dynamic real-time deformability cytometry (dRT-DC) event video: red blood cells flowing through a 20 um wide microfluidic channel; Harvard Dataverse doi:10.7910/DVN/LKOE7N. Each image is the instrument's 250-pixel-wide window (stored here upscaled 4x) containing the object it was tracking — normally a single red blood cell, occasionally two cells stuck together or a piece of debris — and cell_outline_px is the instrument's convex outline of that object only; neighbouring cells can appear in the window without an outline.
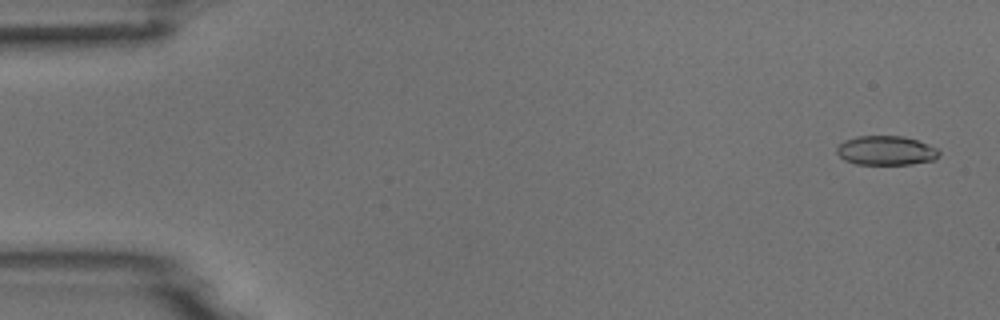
{"species": "common noctule bat (a hibernating species)", "species_latin": "Nyctalus noctula", "temperature_condition": "room temperature", "stored_images_in_passage": 51, "camera_frame_rate_fps": 3000, "um_per_image_px": 0.085, "animal": {"sex": "male", "body_mass_g": 18.8}, "frame": {"image": 1, "passage_image": 2, "time_ms": 0.333, "image_size_px": [1000, 320], "cell_outline_px": [[940, 156], [936, 160], [912, 164], [856, 164], [844, 160], [836, 152], [836, 148], [844, 140], [856, 136], [904, 136], [928, 144], [936, 148], [940, 152]], "centroid_in_image_um": [75.33, 12.8], "position_along_channel_um": 9.7, "area_um2": 17.57}}
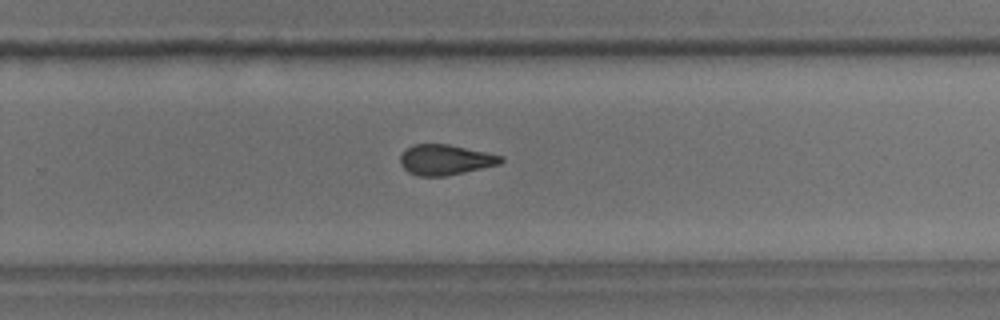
{"frame": {"image": 2, "passage_image": 33, "time_ms": 10.667, "image_size_px": [1000, 320], "cell_outline_px": [[504, 160], [500, 164], [464, 172], [444, 176], [416, 176], [408, 172], [400, 164], [400, 156], [412, 144], [448, 144], [504, 156]], "centroid_in_image_um": [37.85, 13.58], "position_along_channel_um": 292.0, "area_um2": 17.74}}
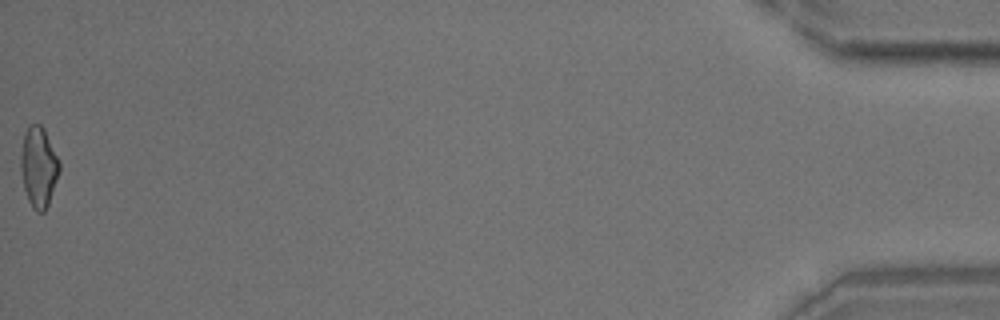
{"frame": {"image": 3, "passage_image": 51, "time_ms": 16.667, "image_size_px": [1000, 320], "cell_outline_px": [[60, 168], [48, 204], [44, 212], [36, 212], [32, 208], [28, 200], [24, 188], [20, 172], [20, 152], [24, 132], [28, 124], [40, 124], [44, 128], [60, 160]], "centroid_in_image_um": [3.26, 14.16], "position_along_channel_um": 431.9, "area_um2": 18.32}}